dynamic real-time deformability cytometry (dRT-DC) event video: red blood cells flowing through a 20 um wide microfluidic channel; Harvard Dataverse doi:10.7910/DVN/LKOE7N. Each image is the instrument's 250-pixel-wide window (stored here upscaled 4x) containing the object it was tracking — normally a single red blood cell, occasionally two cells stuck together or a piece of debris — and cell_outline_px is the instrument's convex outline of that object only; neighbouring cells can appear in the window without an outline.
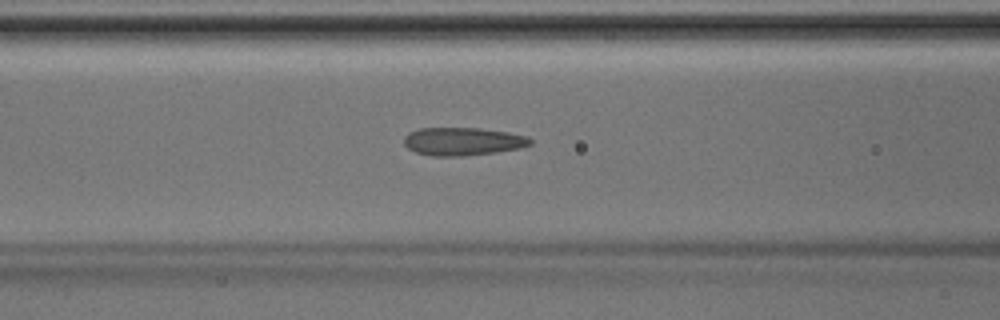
{"species": "Egyptian fruit bat (a non-hibernating species)", "species_latin": "Rousettus aegyptiacus", "temperature_condition": "room temperature", "stored_images_in_passage": 33, "camera_frame_rate_fps": 3000, "um_per_image_px": 0.085, "animal": {"sex": "male"}, "frame": {"image": 1, "passage_image": 7, "time_ms": 2.0, "image_size_px": [1000, 320], "cell_outline_px": [[532, 144], [520, 148], [496, 152], [464, 156], [432, 156], [416, 152], [408, 148], [404, 144], [404, 136], [408, 132], [420, 128], [480, 128], [508, 132], [528, 136], [532, 140]], "centroid_in_image_um": [39.34, 12.02], "position_along_channel_um": 127.3, "area_um2": 20.75}}
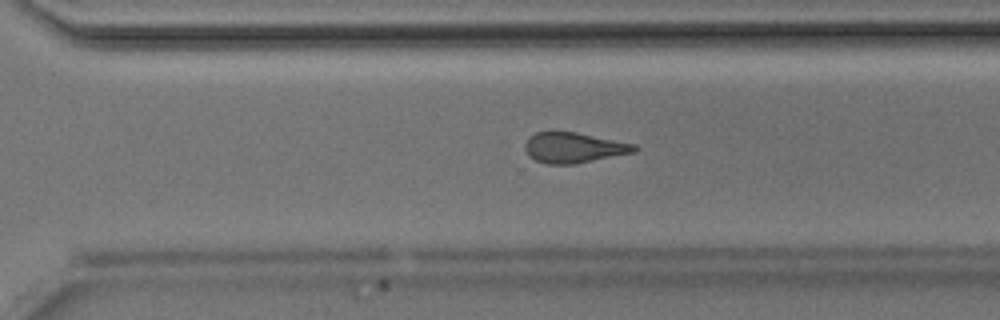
{"frame": {"image": 2, "passage_image": 20, "time_ms": 6.333, "image_size_px": [1000, 320], "cell_outline_px": [[640, 148], [636, 152], [576, 164], [544, 164], [528, 156], [524, 148], [524, 144], [528, 136], [536, 132], [552, 128], [576, 132], [636, 144]], "centroid_in_image_um": [48.73, 12.52], "position_along_channel_um": 321.9, "area_um2": 20.23}}
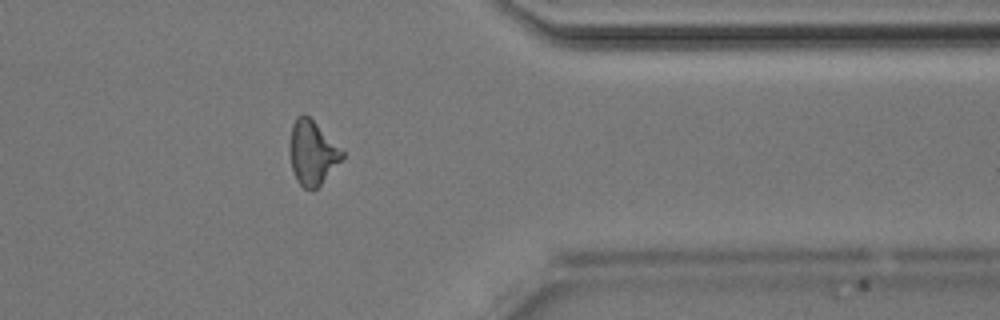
{"frame": {"image": 3, "passage_image": 25, "time_ms": 8.0, "image_size_px": [1000, 320], "cell_outline_px": [[344, 156], [320, 184], [316, 188], [304, 188], [296, 180], [292, 168], [288, 152], [288, 144], [292, 124], [296, 116], [304, 112], [344, 152]], "centroid_in_image_um": [26.48, 12.95], "position_along_channel_um": 384.9, "area_um2": 19.36}}